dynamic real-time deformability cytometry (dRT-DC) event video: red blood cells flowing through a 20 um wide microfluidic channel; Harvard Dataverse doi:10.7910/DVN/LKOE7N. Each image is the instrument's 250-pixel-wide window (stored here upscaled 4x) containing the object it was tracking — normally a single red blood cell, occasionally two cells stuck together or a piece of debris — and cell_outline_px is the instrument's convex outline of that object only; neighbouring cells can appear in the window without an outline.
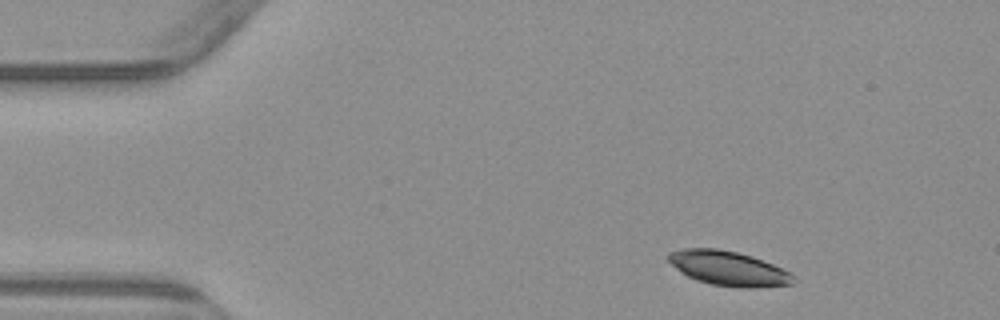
{"species": "common noctule bat (a hibernating species)", "species_latin": "Nyctalus noctula", "temperature_condition": "warm", "stored_images_in_passage": 4, "camera_frame_rate_fps": 3000, "um_per_image_px": 0.085, "animal": {"sex": "male", "body_mass_g": 23.1, "forearm_length_mm": 52.7}, "frame": {"image": 1, "passage_image": 1, "time_ms": 0.0, "image_size_px": [1000, 320], "cell_outline_px": [[796, 284], [752, 288], [740, 288], [712, 284], [696, 280], [680, 272], [668, 260], [668, 252], [684, 248], [716, 248], [736, 252], [752, 256], [792, 272]], "centroid_in_image_um": [61.94, 22.82], "position_along_channel_um": 23.1, "area_um2": 25.26}}
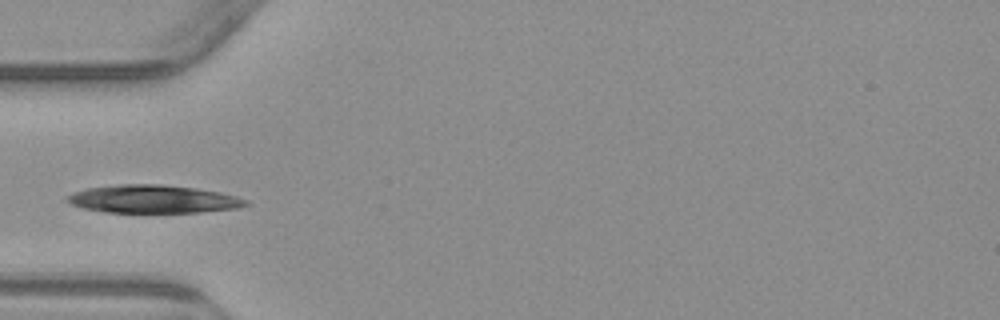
{"frame": {"image": 2, "passage_image": 4, "time_ms": 3.333, "image_size_px": [1000, 320], "cell_outline_px": [[248, 204], [236, 208], [200, 212], [104, 212], [84, 208], [72, 204], [64, 200], [64, 196], [72, 192], [88, 188], [120, 184], [160, 184], [196, 188], [220, 192], [236, 196], [248, 200]], "centroid_in_image_um": [12.98, 16.91], "position_along_channel_um": 72.0, "area_um2": 29.13}}